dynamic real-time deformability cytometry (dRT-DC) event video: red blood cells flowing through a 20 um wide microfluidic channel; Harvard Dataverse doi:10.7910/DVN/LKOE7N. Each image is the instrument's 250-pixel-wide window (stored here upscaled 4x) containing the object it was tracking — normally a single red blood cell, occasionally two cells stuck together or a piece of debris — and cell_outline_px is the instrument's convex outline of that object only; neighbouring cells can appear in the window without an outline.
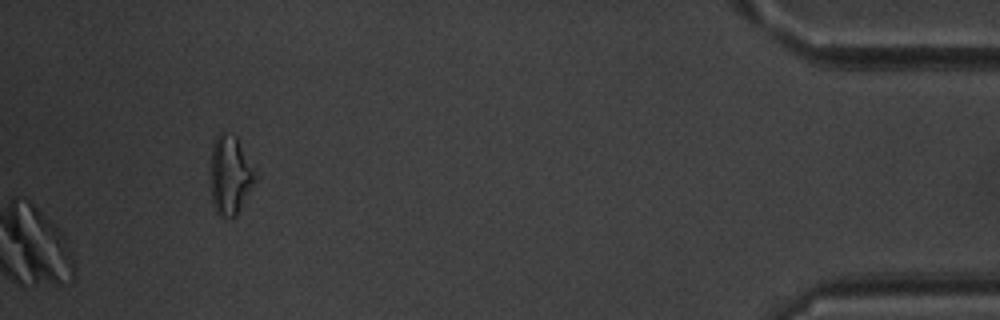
{"species": "common noctule bat (a hibernating species)", "species_latin": "Nyctalus noctula", "temperature_condition": "warm", "stored_images_in_passage": 48, "camera_frame_rate_fps": 3000, "um_per_image_px": 0.085, "animal": {"sex": "male", "body_mass_g": 20.1, "forearm_length_mm": 53.5}, "frame": {"image": 1, "passage_image": 48, "time_ms": 15.667, "image_size_px": [1000, 320], "cell_outline_px": [[256, 180], [236, 216], [232, 220], [220, 216], [216, 212], [212, 200], [212, 144], [216, 136], [220, 132], [224, 132], [236, 136], [256, 176]], "centroid_in_image_um": [19.55, 14.92], "position_along_channel_um": 415.6, "area_um2": 20.06}}